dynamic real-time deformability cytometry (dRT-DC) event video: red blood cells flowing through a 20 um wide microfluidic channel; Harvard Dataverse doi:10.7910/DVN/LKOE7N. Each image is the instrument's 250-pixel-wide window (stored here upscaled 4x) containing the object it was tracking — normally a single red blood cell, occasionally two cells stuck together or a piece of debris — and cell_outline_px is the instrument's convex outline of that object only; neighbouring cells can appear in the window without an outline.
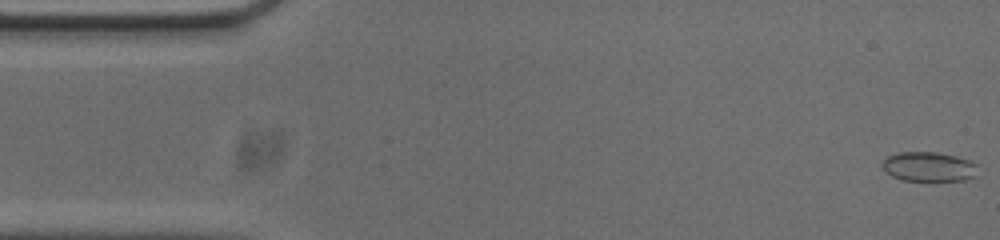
{"species": "common noctule bat (a hibernating species)", "species_latin": "Nyctalus noctula", "temperature_condition": "cold", "stored_images_in_passage": 9, "camera_frame_rate_fps": 3000, "um_per_image_px": 0.085, "animal": {"sex": "male", "body_mass_g": 20.0, "forearm_length_mm": 53.3}, "frame": {"image": 1, "passage_image": 1, "time_ms": 0.0, "image_size_px": [1000, 240], "cell_outline_px": [[976, 176], [964, 180], [900, 180], [884, 172], [880, 164], [888, 156], [900, 152], [936, 152], [956, 156], [968, 160], [976, 164]], "centroid_in_image_um": [78.9, 14.17], "position_along_channel_um": 6.1, "area_um2": 16.42}}